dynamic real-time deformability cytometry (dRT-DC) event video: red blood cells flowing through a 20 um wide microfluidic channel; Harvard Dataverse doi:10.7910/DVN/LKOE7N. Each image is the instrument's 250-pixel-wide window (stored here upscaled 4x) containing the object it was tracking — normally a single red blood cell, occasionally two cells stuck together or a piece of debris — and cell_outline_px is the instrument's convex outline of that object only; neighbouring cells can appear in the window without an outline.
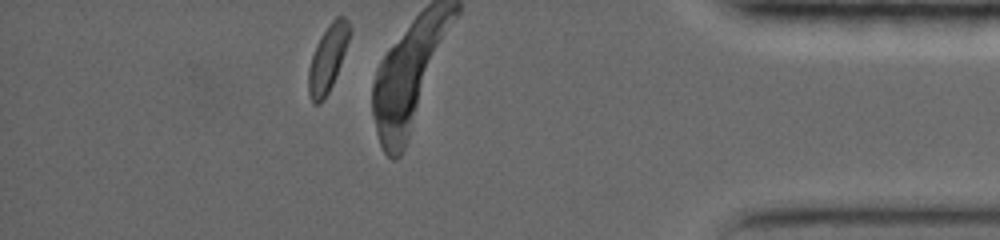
{"species": "common noctule bat (a hibernating species)", "species_latin": "Nyctalus noctula", "temperature_condition": "warm", "stored_images_in_passage": 15, "camera_frame_rate_fps": 5000, "um_per_image_px": 0.085, "animal": {"sex": "female", "body_mass_g": 19.0, "forearm_length_mm": 56.7}, "frame": {"image": 1, "passage_image": 15, "time_ms": 2.8, "image_size_px": [1000, 240], "cell_outline_px": [[352, 32], [340, 64], [332, 84], [324, 100], [320, 104], [312, 104], [308, 92], [308, 68], [316, 44], [332, 20], [336, 16], [344, 16], [348, 20], [352, 28]], "centroid_in_image_um": [27.86, 4.96], "position_along_channel_um": 407.3, "area_um2": 15.95}}